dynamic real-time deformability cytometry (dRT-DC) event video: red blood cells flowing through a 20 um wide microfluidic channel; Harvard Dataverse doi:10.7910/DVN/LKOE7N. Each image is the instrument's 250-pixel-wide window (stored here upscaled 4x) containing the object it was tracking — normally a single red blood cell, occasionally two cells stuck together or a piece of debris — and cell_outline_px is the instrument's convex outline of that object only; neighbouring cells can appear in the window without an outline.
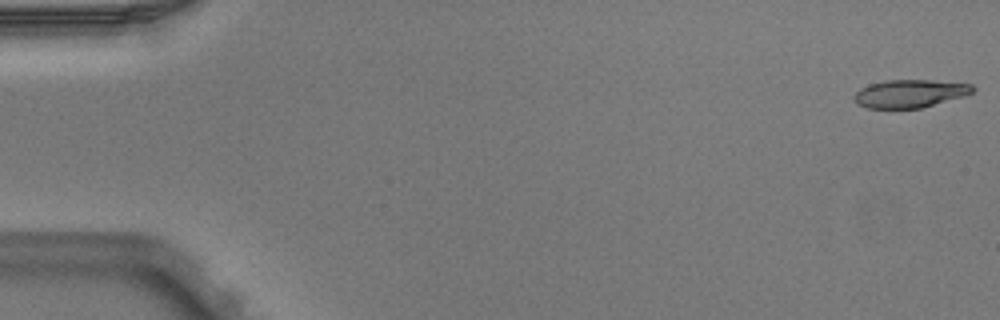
{"species": "Egyptian fruit bat (a non-hibernating species)", "species_latin": "Rousettus aegyptiacus", "temperature_condition": "warm", "stored_images_in_passage": 4, "camera_frame_rate_fps": 3000, "um_per_image_px": 0.085, "animal": {"sex": "male"}, "frame": {"image": 1, "passage_image": 1, "time_ms": 0.0, "image_size_px": [1000, 320], "cell_outline_px": [[976, 88], [972, 92], [964, 96], [920, 108], [868, 108], [856, 104], [852, 96], [860, 88], [868, 84], [884, 80], [932, 80], [972, 84]], "centroid_in_image_um": [77.3, 7.94], "position_along_channel_um": 7.7, "area_um2": 19.42}}
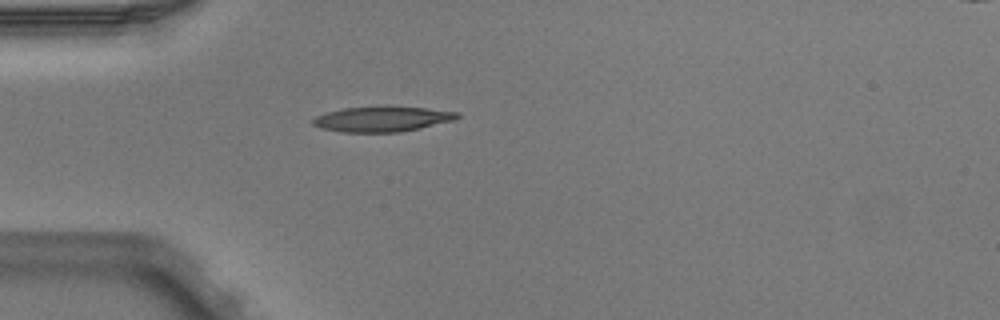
{"frame": {"image": 2, "passage_image": 4, "time_ms": 1.0, "image_size_px": [1000, 320], "cell_outline_px": [[460, 116], [456, 120], [420, 128], [400, 132], [340, 132], [320, 128], [312, 124], [312, 120], [316, 116], [328, 112], [344, 108], [424, 108], [460, 112]], "centroid_in_image_um": [32.5, 10.15], "position_along_channel_um": 52.5, "area_um2": 20.69}}